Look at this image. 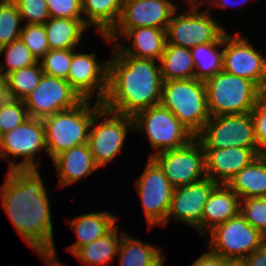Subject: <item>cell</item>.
I'll return each mask as SVG.
<instances>
[{
	"label": "cell",
	"instance_id": "obj_1",
	"mask_svg": "<svg viewBox=\"0 0 266 266\" xmlns=\"http://www.w3.org/2000/svg\"><path fill=\"white\" fill-rule=\"evenodd\" d=\"M39 170L6 172L0 186L1 204L15 231L46 266H67L58 260L53 239L51 200Z\"/></svg>",
	"mask_w": 266,
	"mask_h": 266
},
{
	"label": "cell",
	"instance_id": "obj_2",
	"mask_svg": "<svg viewBox=\"0 0 266 266\" xmlns=\"http://www.w3.org/2000/svg\"><path fill=\"white\" fill-rule=\"evenodd\" d=\"M162 83L158 61L116 55L112 51L108 60V89L102 106L134 117L138 112L160 104Z\"/></svg>",
	"mask_w": 266,
	"mask_h": 266
},
{
	"label": "cell",
	"instance_id": "obj_3",
	"mask_svg": "<svg viewBox=\"0 0 266 266\" xmlns=\"http://www.w3.org/2000/svg\"><path fill=\"white\" fill-rule=\"evenodd\" d=\"M102 103L82 100L74 108L44 117L47 155L53 159L63 151L88 142L89 130L94 115Z\"/></svg>",
	"mask_w": 266,
	"mask_h": 266
},
{
	"label": "cell",
	"instance_id": "obj_4",
	"mask_svg": "<svg viewBox=\"0 0 266 266\" xmlns=\"http://www.w3.org/2000/svg\"><path fill=\"white\" fill-rule=\"evenodd\" d=\"M160 104L196 136L211 117L205 82L196 78L163 81Z\"/></svg>",
	"mask_w": 266,
	"mask_h": 266
},
{
	"label": "cell",
	"instance_id": "obj_5",
	"mask_svg": "<svg viewBox=\"0 0 266 266\" xmlns=\"http://www.w3.org/2000/svg\"><path fill=\"white\" fill-rule=\"evenodd\" d=\"M210 116L251 113L264 92L251 80L221 71L205 81Z\"/></svg>",
	"mask_w": 266,
	"mask_h": 266
},
{
	"label": "cell",
	"instance_id": "obj_6",
	"mask_svg": "<svg viewBox=\"0 0 266 266\" xmlns=\"http://www.w3.org/2000/svg\"><path fill=\"white\" fill-rule=\"evenodd\" d=\"M187 10L174 11L166 29V44L193 48L216 42L227 29L200 3H185ZM200 9V10H199Z\"/></svg>",
	"mask_w": 266,
	"mask_h": 266
},
{
	"label": "cell",
	"instance_id": "obj_7",
	"mask_svg": "<svg viewBox=\"0 0 266 266\" xmlns=\"http://www.w3.org/2000/svg\"><path fill=\"white\" fill-rule=\"evenodd\" d=\"M133 119L134 132L144 134V138H147L152 147L153 151L148 158L184 146L195 137L170 110L161 104L138 112Z\"/></svg>",
	"mask_w": 266,
	"mask_h": 266
},
{
	"label": "cell",
	"instance_id": "obj_8",
	"mask_svg": "<svg viewBox=\"0 0 266 266\" xmlns=\"http://www.w3.org/2000/svg\"><path fill=\"white\" fill-rule=\"evenodd\" d=\"M131 130H134L132 116L118 114L105 107L94 115L87 144L99 168L108 166L119 156Z\"/></svg>",
	"mask_w": 266,
	"mask_h": 266
},
{
	"label": "cell",
	"instance_id": "obj_9",
	"mask_svg": "<svg viewBox=\"0 0 266 266\" xmlns=\"http://www.w3.org/2000/svg\"><path fill=\"white\" fill-rule=\"evenodd\" d=\"M207 246L215 254L238 265L246 256L266 243V236L253 228L239 213L215 226L207 234Z\"/></svg>",
	"mask_w": 266,
	"mask_h": 266
},
{
	"label": "cell",
	"instance_id": "obj_10",
	"mask_svg": "<svg viewBox=\"0 0 266 266\" xmlns=\"http://www.w3.org/2000/svg\"><path fill=\"white\" fill-rule=\"evenodd\" d=\"M42 151L47 154L44 122L40 118L29 117L15 129L2 134L0 158L8 164V171L39 169L35 158Z\"/></svg>",
	"mask_w": 266,
	"mask_h": 266
},
{
	"label": "cell",
	"instance_id": "obj_11",
	"mask_svg": "<svg viewBox=\"0 0 266 266\" xmlns=\"http://www.w3.org/2000/svg\"><path fill=\"white\" fill-rule=\"evenodd\" d=\"M146 163L141 175L137 176L134 181V188L138 192L148 230L150 231L155 226H166V216L174 187L152 158H148Z\"/></svg>",
	"mask_w": 266,
	"mask_h": 266
},
{
	"label": "cell",
	"instance_id": "obj_12",
	"mask_svg": "<svg viewBox=\"0 0 266 266\" xmlns=\"http://www.w3.org/2000/svg\"><path fill=\"white\" fill-rule=\"evenodd\" d=\"M195 137L203 148H258L251 113L211 116Z\"/></svg>",
	"mask_w": 266,
	"mask_h": 266
},
{
	"label": "cell",
	"instance_id": "obj_13",
	"mask_svg": "<svg viewBox=\"0 0 266 266\" xmlns=\"http://www.w3.org/2000/svg\"><path fill=\"white\" fill-rule=\"evenodd\" d=\"M223 34V71L254 82L266 92V55L240 31Z\"/></svg>",
	"mask_w": 266,
	"mask_h": 266
},
{
	"label": "cell",
	"instance_id": "obj_14",
	"mask_svg": "<svg viewBox=\"0 0 266 266\" xmlns=\"http://www.w3.org/2000/svg\"><path fill=\"white\" fill-rule=\"evenodd\" d=\"M152 159L174 188L190 185L206 177L205 153L196 137L184 146L160 152Z\"/></svg>",
	"mask_w": 266,
	"mask_h": 266
},
{
	"label": "cell",
	"instance_id": "obj_15",
	"mask_svg": "<svg viewBox=\"0 0 266 266\" xmlns=\"http://www.w3.org/2000/svg\"><path fill=\"white\" fill-rule=\"evenodd\" d=\"M179 6L173 0H124L119 21L108 34V40L115 44L128 30L137 27L166 30Z\"/></svg>",
	"mask_w": 266,
	"mask_h": 266
},
{
	"label": "cell",
	"instance_id": "obj_16",
	"mask_svg": "<svg viewBox=\"0 0 266 266\" xmlns=\"http://www.w3.org/2000/svg\"><path fill=\"white\" fill-rule=\"evenodd\" d=\"M72 89L82 100L102 103L108 89V59L105 62L97 59L95 52H79L72 54L70 68L66 79Z\"/></svg>",
	"mask_w": 266,
	"mask_h": 266
},
{
	"label": "cell",
	"instance_id": "obj_17",
	"mask_svg": "<svg viewBox=\"0 0 266 266\" xmlns=\"http://www.w3.org/2000/svg\"><path fill=\"white\" fill-rule=\"evenodd\" d=\"M23 101L29 117L43 119L74 108L82 99L67 80L43 74L39 85Z\"/></svg>",
	"mask_w": 266,
	"mask_h": 266
},
{
	"label": "cell",
	"instance_id": "obj_18",
	"mask_svg": "<svg viewBox=\"0 0 266 266\" xmlns=\"http://www.w3.org/2000/svg\"><path fill=\"white\" fill-rule=\"evenodd\" d=\"M216 182L205 177L203 180L174 188L166 225L172 219L185 223L201 235V219L204 205Z\"/></svg>",
	"mask_w": 266,
	"mask_h": 266
},
{
	"label": "cell",
	"instance_id": "obj_19",
	"mask_svg": "<svg viewBox=\"0 0 266 266\" xmlns=\"http://www.w3.org/2000/svg\"><path fill=\"white\" fill-rule=\"evenodd\" d=\"M101 36L104 39L103 41L113 46L112 51L116 55L153 59L158 62L164 53L167 43L166 30L155 27H137L130 29L122 36V40H118L115 44H112L108 40V35Z\"/></svg>",
	"mask_w": 266,
	"mask_h": 266
},
{
	"label": "cell",
	"instance_id": "obj_20",
	"mask_svg": "<svg viewBox=\"0 0 266 266\" xmlns=\"http://www.w3.org/2000/svg\"><path fill=\"white\" fill-rule=\"evenodd\" d=\"M206 177L227 184L241 169L259 156V148H203Z\"/></svg>",
	"mask_w": 266,
	"mask_h": 266
},
{
	"label": "cell",
	"instance_id": "obj_21",
	"mask_svg": "<svg viewBox=\"0 0 266 266\" xmlns=\"http://www.w3.org/2000/svg\"><path fill=\"white\" fill-rule=\"evenodd\" d=\"M59 189L78 183L100 169L87 143L63 151L52 159Z\"/></svg>",
	"mask_w": 266,
	"mask_h": 266
},
{
	"label": "cell",
	"instance_id": "obj_22",
	"mask_svg": "<svg viewBox=\"0 0 266 266\" xmlns=\"http://www.w3.org/2000/svg\"><path fill=\"white\" fill-rule=\"evenodd\" d=\"M240 198L227 185L217 184L209 194L201 219V236L240 213Z\"/></svg>",
	"mask_w": 266,
	"mask_h": 266
},
{
	"label": "cell",
	"instance_id": "obj_23",
	"mask_svg": "<svg viewBox=\"0 0 266 266\" xmlns=\"http://www.w3.org/2000/svg\"><path fill=\"white\" fill-rule=\"evenodd\" d=\"M119 217L108 211L86 212L74 218H67L77 239L66 250L72 255L81 247L108 233L117 223Z\"/></svg>",
	"mask_w": 266,
	"mask_h": 266
},
{
	"label": "cell",
	"instance_id": "obj_24",
	"mask_svg": "<svg viewBox=\"0 0 266 266\" xmlns=\"http://www.w3.org/2000/svg\"><path fill=\"white\" fill-rule=\"evenodd\" d=\"M119 266H165L166 255L161 247L135 238L126 231L118 250Z\"/></svg>",
	"mask_w": 266,
	"mask_h": 266
},
{
	"label": "cell",
	"instance_id": "obj_25",
	"mask_svg": "<svg viewBox=\"0 0 266 266\" xmlns=\"http://www.w3.org/2000/svg\"><path fill=\"white\" fill-rule=\"evenodd\" d=\"M115 225L108 233L94 240L88 245L79 248L73 256L82 264L88 266H105L117 258L124 229L119 232Z\"/></svg>",
	"mask_w": 266,
	"mask_h": 266
},
{
	"label": "cell",
	"instance_id": "obj_26",
	"mask_svg": "<svg viewBox=\"0 0 266 266\" xmlns=\"http://www.w3.org/2000/svg\"><path fill=\"white\" fill-rule=\"evenodd\" d=\"M124 0H82V14L88 28L108 35L119 21Z\"/></svg>",
	"mask_w": 266,
	"mask_h": 266
},
{
	"label": "cell",
	"instance_id": "obj_27",
	"mask_svg": "<svg viewBox=\"0 0 266 266\" xmlns=\"http://www.w3.org/2000/svg\"><path fill=\"white\" fill-rule=\"evenodd\" d=\"M50 49H79L89 29L84 19L49 18L44 24Z\"/></svg>",
	"mask_w": 266,
	"mask_h": 266
},
{
	"label": "cell",
	"instance_id": "obj_28",
	"mask_svg": "<svg viewBox=\"0 0 266 266\" xmlns=\"http://www.w3.org/2000/svg\"><path fill=\"white\" fill-rule=\"evenodd\" d=\"M227 185L240 199L266 197V164L258 156L231 178Z\"/></svg>",
	"mask_w": 266,
	"mask_h": 266
},
{
	"label": "cell",
	"instance_id": "obj_29",
	"mask_svg": "<svg viewBox=\"0 0 266 266\" xmlns=\"http://www.w3.org/2000/svg\"><path fill=\"white\" fill-rule=\"evenodd\" d=\"M159 63L163 81L195 78V65L189 48L166 44Z\"/></svg>",
	"mask_w": 266,
	"mask_h": 266
},
{
	"label": "cell",
	"instance_id": "obj_30",
	"mask_svg": "<svg viewBox=\"0 0 266 266\" xmlns=\"http://www.w3.org/2000/svg\"><path fill=\"white\" fill-rule=\"evenodd\" d=\"M190 50L196 79L205 82L223 70V35L216 42L198 45Z\"/></svg>",
	"mask_w": 266,
	"mask_h": 266
},
{
	"label": "cell",
	"instance_id": "obj_31",
	"mask_svg": "<svg viewBox=\"0 0 266 266\" xmlns=\"http://www.w3.org/2000/svg\"><path fill=\"white\" fill-rule=\"evenodd\" d=\"M3 54L5 63L0 62V72L4 77L13 71L32 66L38 62L20 38L1 47L0 56Z\"/></svg>",
	"mask_w": 266,
	"mask_h": 266
},
{
	"label": "cell",
	"instance_id": "obj_32",
	"mask_svg": "<svg viewBox=\"0 0 266 266\" xmlns=\"http://www.w3.org/2000/svg\"><path fill=\"white\" fill-rule=\"evenodd\" d=\"M22 17L13 0H6L0 6V48L19 39L23 28Z\"/></svg>",
	"mask_w": 266,
	"mask_h": 266
},
{
	"label": "cell",
	"instance_id": "obj_33",
	"mask_svg": "<svg viewBox=\"0 0 266 266\" xmlns=\"http://www.w3.org/2000/svg\"><path fill=\"white\" fill-rule=\"evenodd\" d=\"M43 71L39 61L28 67L13 71L5 76V81L24 100L40 83Z\"/></svg>",
	"mask_w": 266,
	"mask_h": 266
},
{
	"label": "cell",
	"instance_id": "obj_34",
	"mask_svg": "<svg viewBox=\"0 0 266 266\" xmlns=\"http://www.w3.org/2000/svg\"><path fill=\"white\" fill-rule=\"evenodd\" d=\"M76 49H50L39 61L45 75L67 79L72 54Z\"/></svg>",
	"mask_w": 266,
	"mask_h": 266
},
{
	"label": "cell",
	"instance_id": "obj_35",
	"mask_svg": "<svg viewBox=\"0 0 266 266\" xmlns=\"http://www.w3.org/2000/svg\"><path fill=\"white\" fill-rule=\"evenodd\" d=\"M19 38L37 61H40L50 50L44 25L24 24Z\"/></svg>",
	"mask_w": 266,
	"mask_h": 266
},
{
	"label": "cell",
	"instance_id": "obj_36",
	"mask_svg": "<svg viewBox=\"0 0 266 266\" xmlns=\"http://www.w3.org/2000/svg\"><path fill=\"white\" fill-rule=\"evenodd\" d=\"M240 214L253 228L266 236V197L241 199Z\"/></svg>",
	"mask_w": 266,
	"mask_h": 266
},
{
	"label": "cell",
	"instance_id": "obj_37",
	"mask_svg": "<svg viewBox=\"0 0 266 266\" xmlns=\"http://www.w3.org/2000/svg\"><path fill=\"white\" fill-rule=\"evenodd\" d=\"M24 24L44 25L50 18L46 0H13Z\"/></svg>",
	"mask_w": 266,
	"mask_h": 266
},
{
	"label": "cell",
	"instance_id": "obj_38",
	"mask_svg": "<svg viewBox=\"0 0 266 266\" xmlns=\"http://www.w3.org/2000/svg\"><path fill=\"white\" fill-rule=\"evenodd\" d=\"M28 118L29 114L23 100L13 106L0 108L1 133L4 134L15 129Z\"/></svg>",
	"mask_w": 266,
	"mask_h": 266
},
{
	"label": "cell",
	"instance_id": "obj_39",
	"mask_svg": "<svg viewBox=\"0 0 266 266\" xmlns=\"http://www.w3.org/2000/svg\"><path fill=\"white\" fill-rule=\"evenodd\" d=\"M50 18L84 19L82 0H46Z\"/></svg>",
	"mask_w": 266,
	"mask_h": 266
},
{
	"label": "cell",
	"instance_id": "obj_40",
	"mask_svg": "<svg viewBox=\"0 0 266 266\" xmlns=\"http://www.w3.org/2000/svg\"><path fill=\"white\" fill-rule=\"evenodd\" d=\"M259 151L266 147V96L264 95L251 111Z\"/></svg>",
	"mask_w": 266,
	"mask_h": 266
},
{
	"label": "cell",
	"instance_id": "obj_41",
	"mask_svg": "<svg viewBox=\"0 0 266 266\" xmlns=\"http://www.w3.org/2000/svg\"><path fill=\"white\" fill-rule=\"evenodd\" d=\"M190 266H235L230 260L210 250L202 253Z\"/></svg>",
	"mask_w": 266,
	"mask_h": 266
},
{
	"label": "cell",
	"instance_id": "obj_42",
	"mask_svg": "<svg viewBox=\"0 0 266 266\" xmlns=\"http://www.w3.org/2000/svg\"><path fill=\"white\" fill-rule=\"evenodd\" d=\"M250 1L253 0H201L200 4L202 6H207V8H205L208 12H211V9H216V8H220V9H236L237 7L239 8V6L243 7L245 4L247 5V3H249ZM257 1V0H254ZM236 6V7H235ZM209 7V8H208Z\"/></svg>",
	"mask_w": 266,
	"mask_h": 266
},
{
	"label": "cell",
	"instance_id": "obj_43",
	"mask_svg": "<svg viewBox=\"0 0 266 266\" xmlns=\"http://www.w3.org/2000/svg\"><path fill=\"white\" fill-rule=\"evenodd\" d=\"M21 101V98L11 88V86L4 81L0 86V108L13 106Z\"/></svg>",
	"mask_w": 266,
	"mask_h": 266
},
{
	"label": "cell",
	"instance_id": "obj_44",
	"mask_svg": "<svg viewBox=\"0 0 266 266\" xmlns=\"http://www.w3.org/2000/svg\"><path fill=\"white\" fill-rule=\"evenodd\" d=\"M238 266H266V243L246 256Z\"/></svg>",
	"mask_w": 266,
	"mask_h": 266
},
{
	"label": "cell",
	"instance_id": "obj_45",
	"mask_svg": "<svg viewBox=\"0 0 266 266\" xmlns=\"http://www.w3.org/2000/svg\"><path fill=\"white\" fill-rule=\"evenodd\" d=\"M259 157L264 161L266 164V147L261 149L259 152Z\"/></svg>",
	"mask_w": 266,
	"mask_h": 266
},
{
	"label": "cell",
	"instance_id": "obj_46",
	"mask_svg": "<svg viewBox=\"0 0 266 266\" xmlns=\"http://www.w3.org/2000/svg\"><path fill=\"white\" fill-rule=\"evenodd\" d=\"M5 81V77L3 76V74L0 72V86L1 84Z\"/></svg>",
	"mask_w": 266,
	"mask_h": 266
},
{
	"label": "cell",
	"instance_id": "obj_47",
	"mask_svg": "<svg viewBox=\"0 0 266 266\" xmlns=\"http://www.w3.org/2000/svg\"><path fill=\"white\" fill-rule=\"evenodd\" d=\"M183 1L184 3H195V0H181Z\"/></svg>",
	"mask_w": 266,
	"mask_h": 266
},
{
	"label": "cell",
	"instance_id": "obj_48",
	"mask_svg": "<svg viewBox=\"0 0 266 266\" xmlns=\"http://www.w3.org/2000/svg\"><path fill=\"white\" fill-rule=\"evenodd\" d=\"M6 0H0V6L5 2Z\"/></svg>",
	"mask_w": 266,
	"mask_h": 266
},
{
	"label": "cell",
	"instance_id": "obj_49",
	"mask_svg": "<svg viewBox=\"0 0 266 266\" xmlns=\"http://www.w3.org/2000/svg\"><path fill=\"white\" fill-rule=\"evenodd\" d=\"M1 138H2V133H1V131H0V144H1Z\"/></svg>",
	"mask_w": 266,
	"mask_h": 266
},
{
	"label": "cell",
	"instance_id": "obj_50",
	"mask_svg": "<svg viewBox=\"0 0 266 266\" xmlns=\"http://www.w3.org/2000/svg\"><path fill=\"white\" fill-rule=\"evenodd\" d=\"M201 0H195V3H200Z\"/></svg>",
	"mask_w": 266,
	"mask_h": 266
}]
</instances>
